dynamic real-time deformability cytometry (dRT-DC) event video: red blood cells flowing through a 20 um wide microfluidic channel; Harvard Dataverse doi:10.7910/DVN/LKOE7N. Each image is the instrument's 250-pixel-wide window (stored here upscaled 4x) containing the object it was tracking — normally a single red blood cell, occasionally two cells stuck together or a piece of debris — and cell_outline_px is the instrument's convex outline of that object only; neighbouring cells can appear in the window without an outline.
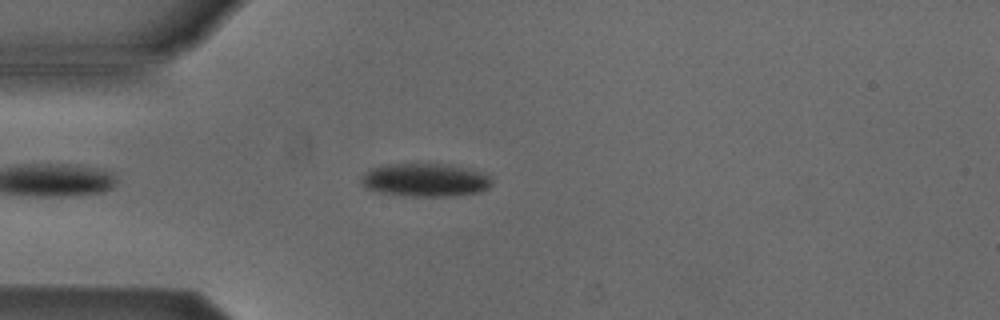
{"species": "Egyptian fruit bat (a non-hibernating species)", "species_latin": "Rousettus aegyptiacus", "temperature_condition": "cold", "stored_images_in_passage": 41, "camera_frame_rate_fps": 3000, "um_per_image_px": 0.085, "animal": {"sex": "male"}, "frame": {"image": 1, "passage_image": 5, "time_ms": 1.333, "image_size_px": [1000, 320], "cell_outline_px": [[492, 184], [488, 188], [480, 192], [452, 196], [404, 196], [380, 192], [364, 188], [360, 180], [360, 176], [364, 172], [372, 168], [388, 164], [448, 164], [480, 172], [488, 176], [492, 180]], "centroid_in_image_um": [36.1, 15.31], "position_along_channel_um": 48.9, "area_um2": 25.32}}
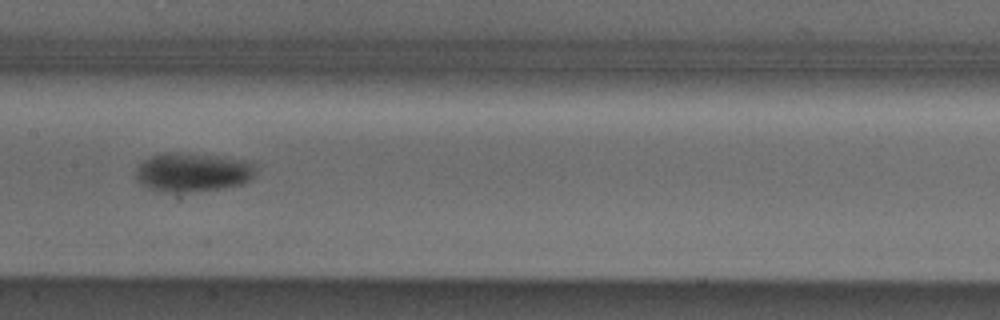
{"frame": {"image": 2, "passage_image": 17, "time_ms": 5.333, "image_size_px": [1000, 320], "cell_outline_px": [[256, 172], [244, 184], [224, 188], [172, 192], [164, 192], [148, 188], [140, 184], [136, 180], [136, 168], [144, 160], [152, 156], [164, 152], [176, 152], [216, 156], [240, 160], [252, 164], [256, 168]], "centroid_in_image_um": [16.32, 14.64], "position_along_channel_um": 191.1, "area_um2": 26.88}}
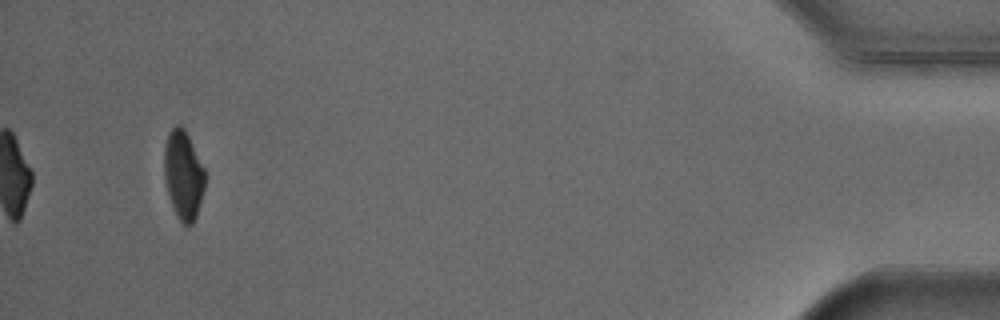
{"frame": {"image": 3, "passage_image": 41, "time_ms": 13.333, "image_size_px": [1000, 320], "cell_outline_px": [[208, 176], [196, 216], [192, 224], [184, 224], [176, 216], [168, 196], [164, 176], [164, 148], [168, 132], [176, 124], [180, 124], [184, 128]], "centroid_in_image_um": [15.59, 14.86], "position_along_channel_um": 419.6, "area_um2": 21.27}, "authors_computed_cell_mechanics": {"area_um2": 25.2586, "velocity_mm_per_s": 3.8686, "shape_relaxation_time_tau1_ms": 3.4762, "shape_relaxation_time_tau2_ms": null, "deformation_change_tau1": 0.0992, "deformation_change_tau2": null}}